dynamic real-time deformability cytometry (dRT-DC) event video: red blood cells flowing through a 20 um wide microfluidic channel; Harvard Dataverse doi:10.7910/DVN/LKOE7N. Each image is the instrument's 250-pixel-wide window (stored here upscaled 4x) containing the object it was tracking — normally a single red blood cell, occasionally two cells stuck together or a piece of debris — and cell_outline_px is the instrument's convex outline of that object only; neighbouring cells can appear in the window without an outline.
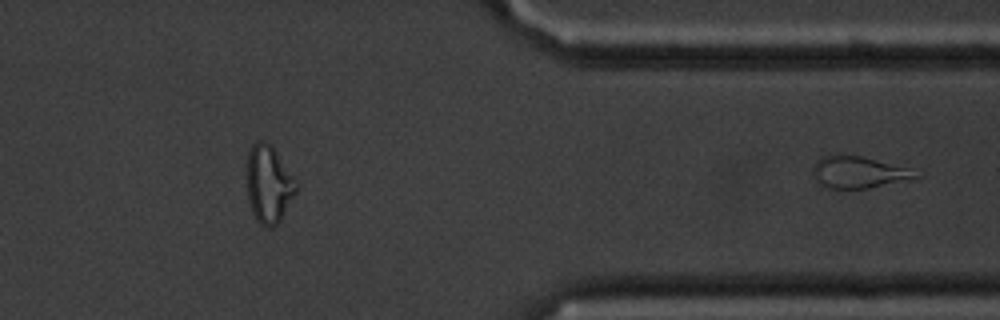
{"species": "common noctule bat (a hibernating species)", "species_latin": "Nyctalus noctula", "temperature_condition": "cold", "stored_images_in_passage": 49, "segment_of_instrument_passage": [2, 2], "camera_frame_rate_fps": 3000, "um_per_image_px": 0.085, "animal": {"sex": "male", "body_mass_g": 20.1, "forearm_length_mm": 53.5}, "frame": {"image": 1, "passage_image": 49, "time_ms": 16.0, "image_size_px": [1000, 320], "cell_outline_px": [[920, 176], [868, 188], [820, 188], [816, 180], [816, 160], [820, 156], [864, 156], [908, 168]], "centroid_in_image_um": [72.93, 14.65], "position_along_channel_um": 338.5, "area_um2": 18.32}}